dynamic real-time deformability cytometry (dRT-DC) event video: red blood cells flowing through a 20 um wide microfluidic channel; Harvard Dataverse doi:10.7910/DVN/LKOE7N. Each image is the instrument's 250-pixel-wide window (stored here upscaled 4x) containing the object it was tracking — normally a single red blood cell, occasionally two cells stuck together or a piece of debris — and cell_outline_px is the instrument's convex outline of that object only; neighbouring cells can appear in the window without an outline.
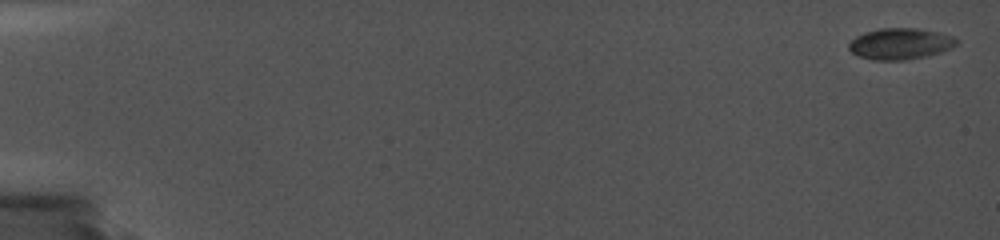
{"species": "common noctule bat (a hibernating species)", "species_latin": "Nyctalus noctula", "temperature_condition": "cold", "stored_images_in_passage": 56, "camera_frame_rate_fps": 5000, "um_per_image_px": 0.085, "animal": {"sex": "female", "body_mass_g": 19.0, "forearm_length_mm": 56.7}, "frame": {"image": 1, "passage_image": 1, "time_ms": 0.0, "image_size_px": [1000, 240], "cell_outline_px": [[960, 40], [952, 48], [928, 56], [904, 60], [872, 60], [856, 56], [848, 48], [848, 44], [856, 36], [864, 32], [880, 28], [916, 28], [936, 32], [952, 36]], "centroid_in_image_um": [76.5, 3.73], "position_along_channel_um": 8.5, "area_um2": 19.71}}
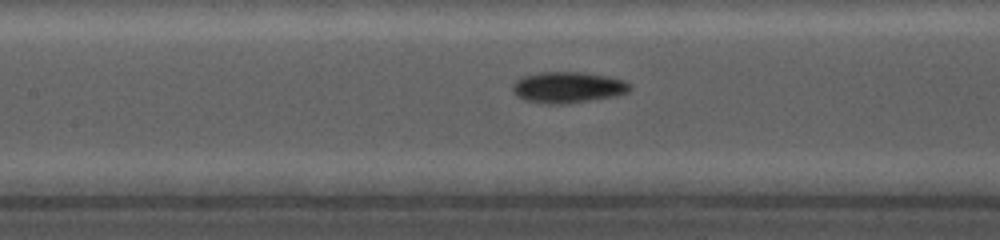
{"frame": {"image": 2, "passage_image": 32, "time_ms": 9.0, "image_size_px": [1000, 240], "cell_outline_px": [[632, 88], [628, 92], [616, 96], [568, 104], [548, 104], [524, 100], [516, 96], [512, 88], [512, 84], [516, 80], [524, 76], [540, 72], [584, 72], [608, 76], [624, 80], [632, 84]], "centroid_in_image_um": [48.3, 7.43], "position_along_channel_um": 159.1, "area_um2": 21.56}}
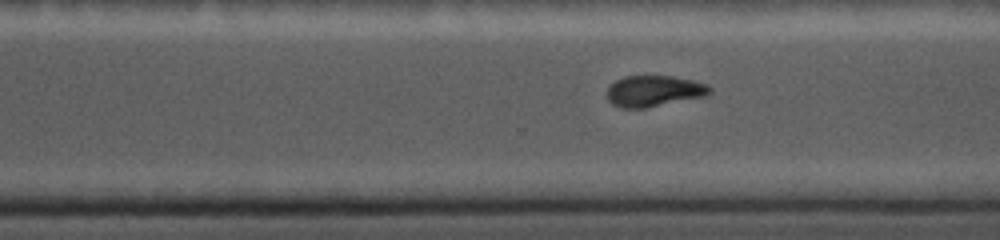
{"frame": {"image": 3, "passage_image": 50, "time_ms": 13.2, "image_size_px": [1000, 240], "cell_outline_px": [[712, 92], [704, 96], [644, 108], [620, 108], [612, 104], [608, 100], [608, 88], [616, 80], [624, 76], [668, 76], [692, 80], [704, 84], [712, 88]], "centroid_in_image_um": [55.56, 7.74], "position_along_channel_um": 315.0, "area_um2": 18.32}}